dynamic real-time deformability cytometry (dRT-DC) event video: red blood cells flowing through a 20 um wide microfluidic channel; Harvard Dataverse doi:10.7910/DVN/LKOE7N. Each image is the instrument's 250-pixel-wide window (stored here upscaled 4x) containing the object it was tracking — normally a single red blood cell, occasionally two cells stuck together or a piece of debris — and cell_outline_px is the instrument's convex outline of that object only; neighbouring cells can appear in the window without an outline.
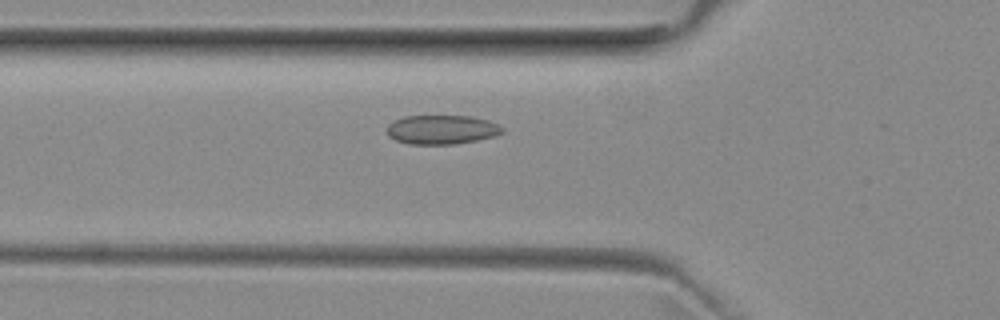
{"species": "common noctule bat (a hibernating species)", "species_latin": "Nyctalus noctula", "temperature_condition": "room temperature", "stored_images_in_passage": 20, "camera_frame_rate_fps": 3000, "um_per_image_px": 0.085, "animal": {"sex": "female", "body_mass_g": 29.2, "forearm_length_mm": 56.3}, "frame": {"image": 1, "passage_image": 12, "time_ms": 3.667, "image_size_px": [1000, 320], "cell_outline_px": [[504, 132], [492, 136], [476, 140], [452, 144], [408, 144], [396, 140], [388, 136], [388, 124], [404, 116], [472, 116], [488, 120], [504, 128]], "centroid_in_image_um": [37.54, 11.01], "position_along_channel_um": 88.3, "area_um2": 19.42}}
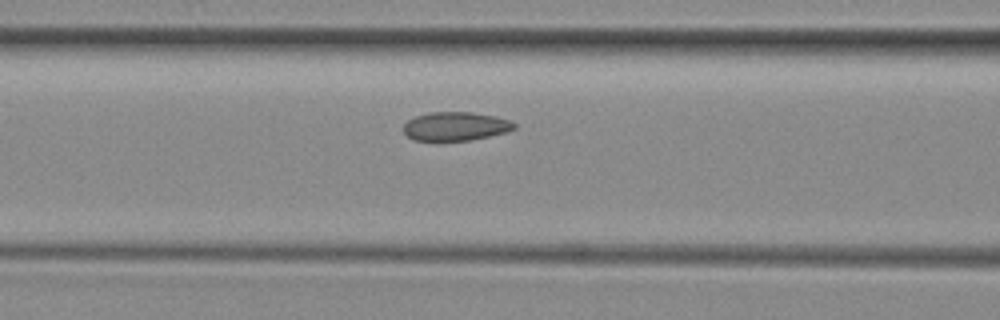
{"frame": {"image": 2, "passage_image": 15, "time_ms": 4.667, "image_size_px": [1000, 320], "cell_outline_px": [[516, 128], [508, 132], [468, 140], [412, 140], [404, 132], [404, 124], [408, 120], [416, 116], [428, 112], [472, 112], [496, 116], [508, 120], [516, 124]], "centroid_in_image_um": [38.73, 10.72], "position_along_channel_um": 127.9, "area_um2": 18.44}}
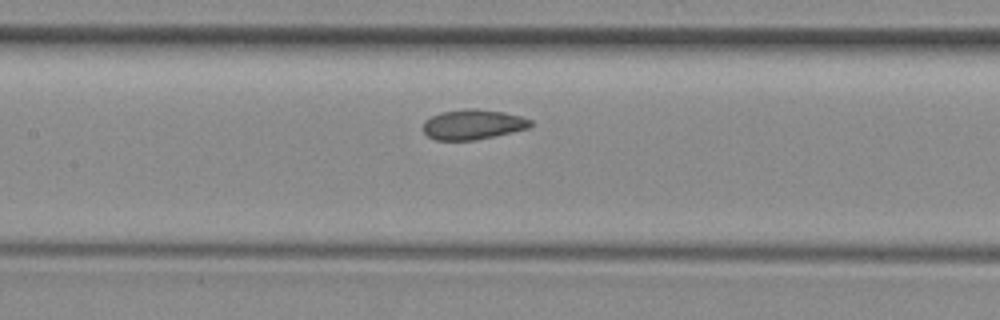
{"frame": {"image": 3, "passage_image": 18, "time_ms": 5.667, "image_size_px": [1000, 320], "cell_outline_px": [[532, 124], [528, 128], [512, 132], [476, 140], [436, 140], [428, 136], [424, 132], [424, 120], [440, 112], [464, 108], [476, 108], [504, 112], [520, 116], [532, 120]], "centroid_in_image_um": [40.19, 10.57], "position_along_channel_um": 167.2, "area_um2": 18.84}}